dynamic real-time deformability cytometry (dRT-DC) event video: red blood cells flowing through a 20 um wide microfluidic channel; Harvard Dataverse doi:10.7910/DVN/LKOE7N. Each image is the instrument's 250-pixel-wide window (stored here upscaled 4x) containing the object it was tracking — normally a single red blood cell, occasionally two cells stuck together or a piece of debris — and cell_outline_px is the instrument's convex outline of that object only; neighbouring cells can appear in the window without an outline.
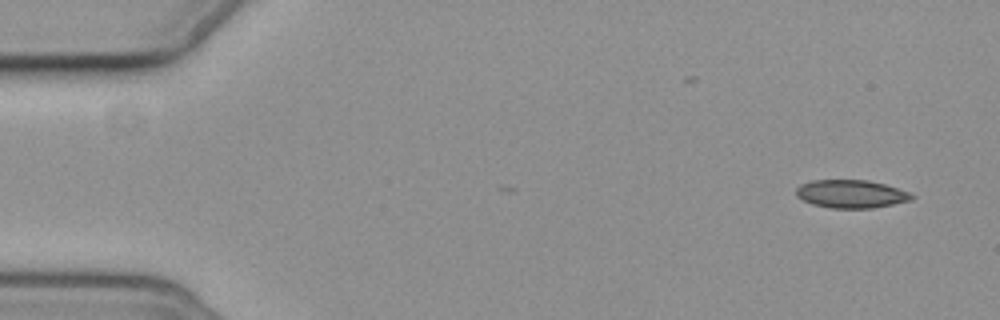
{"species": "common noctule bat (a hibernating species)", "species_latin": "Nyctalus noctula", "temperature_condition": "cold", "stored_images_in_passage": 5, "camera_frame_rate_fps": 3000, "um_per_image_px": 0.085, "animal": {"sex": "female", "body_mass_g": 19.3, "forearm_length_mm": 54.1}, "frame": {"image": 1, "passage_image": 1, "time_ms": 0.0, "image_size_px": [1000, 320], "cell_outline_px": [[916, 196], [912, 200], [872, 208], [832, 208], [812, 204], [796, 196], [796, 188], [800, 184], [812, 180], [868, 180], [884, 184], [908, 192]], "centroid_in_image_um": [72.33, 16.48], "position_along_channel_um": 12.7, "area_um2": 18.84}}
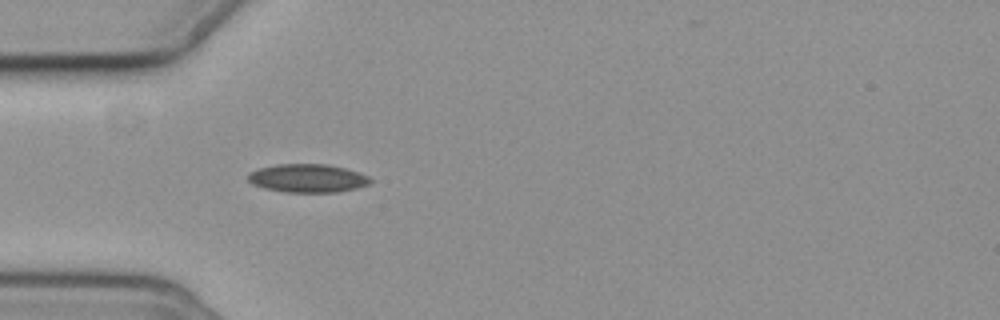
{"frame": {"image": 2, "passage_image": 5, "time_ms": 4.667, "image_size_px": [1000, 320], "cell_outline_px": [[372, 184], [356, 188], [336, 192], [288, 192], [264, 188], [252, 184], [248, 180], [248, 172], [260, 168], [276, 164], [328, 164], [344, 168], [368, 176], [372, 180]], "centroid_in_image_um": [26.14, 15.15], "position_along_channel_um": 58.9, "area_um2": 20.17}}